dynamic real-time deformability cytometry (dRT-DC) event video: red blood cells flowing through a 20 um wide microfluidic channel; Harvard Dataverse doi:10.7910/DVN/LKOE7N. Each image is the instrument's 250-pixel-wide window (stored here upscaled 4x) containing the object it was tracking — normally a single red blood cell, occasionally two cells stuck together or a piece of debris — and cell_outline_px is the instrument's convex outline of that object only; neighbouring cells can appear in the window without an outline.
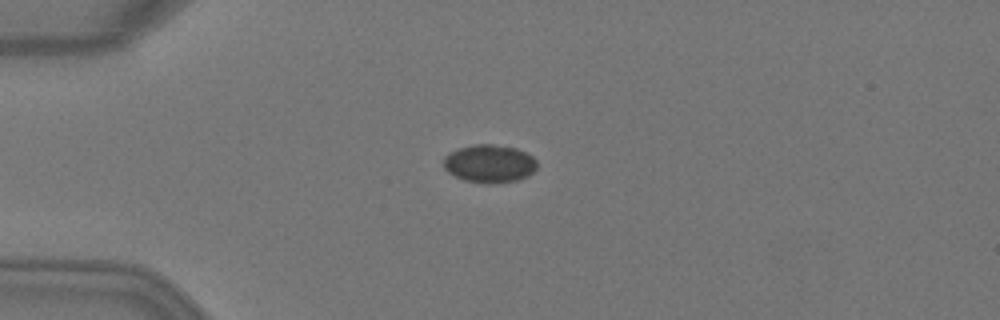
{"species": "Egyptian fruit bat (a non-hibernating species)", "species_latin": "Rousettus aegyptiacus", "temperature_condition": "warm", "stored_images_in_passage": 5, "camera_frame_rate_fps": 3000, "um_per_image_px": 0.085, "animal": {"sex": "female"}, "frame": {"image": 1, "passage_image": 4, "time_ms": 1.0, "image_size_px": [1000, 320], "cell_outline_px": [[536, 168], [528, 176], [516, 180], [488, 184], [464, 180], [448, 172], [444, 168], [444, 156], [460, 148], [472, 144], [492, 144], [516, 148], [532, 156], [536, 160]], "centroid_in_image_um": [41.6, 13.91], "position_along_channel_um": 43.4, "area_um2": 20.52}}